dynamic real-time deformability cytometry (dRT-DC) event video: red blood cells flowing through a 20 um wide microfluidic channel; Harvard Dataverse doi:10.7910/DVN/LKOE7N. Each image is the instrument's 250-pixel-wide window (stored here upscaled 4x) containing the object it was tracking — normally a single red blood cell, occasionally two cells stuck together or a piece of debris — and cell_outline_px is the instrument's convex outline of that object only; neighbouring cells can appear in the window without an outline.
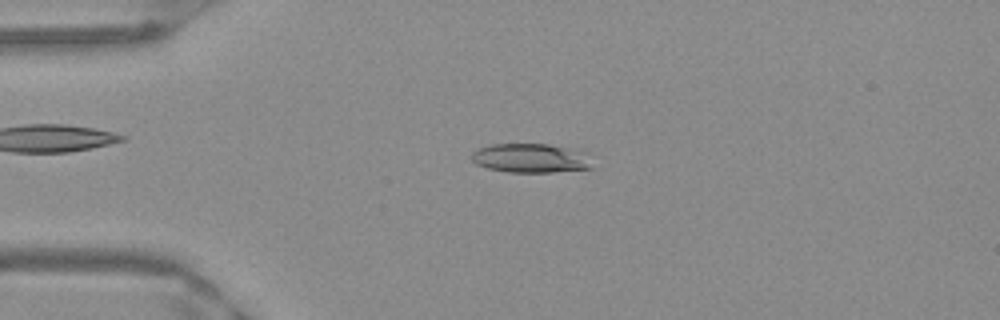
{"species": "Egyptian fruit bat (a non-hibernating species)", "species_latin": "Rousettus aegyptiacus", "temperature_condition": "warm", "stored_images_in_passage": 37, "camera_frame_rate_fps": 3000, "um_per_image_px": 0.085, "frame": {"image": 1, "passage_image": 5, "time_ms": 1.333, "image_size_px": [1000, 320], "cell_outline_px": [[596, 168], [552, 172], [508, 172], [488, 168], [476, 164], [472, 160], [472, 152], [480, 148], [492, 144], [548, 144], [588, 152]], "centroid_in_image_um": [45.2, 13.45], "position_along_channel_um": 39.8, "area_um2": 20.75}}
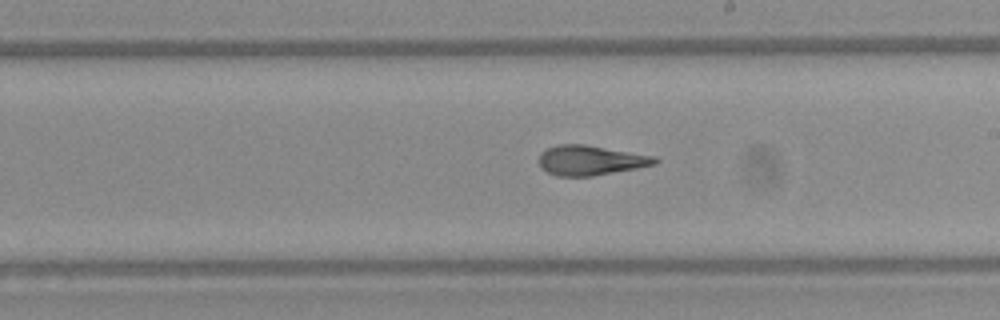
{"frame": {"image": 2, "passage_image": 22, "time_ms": 7.0, "image_size_px": [1000, 320], "cell_outline_px": [[660, 160], [656, 164], [636, 168], [592, 176], [556, 176], [548, 172], [540, 164], [540, 152], [548, 148], [560, 144], [584, 144], [656, 156]], "centroid_in_image_um": [50.23, 13.62], "position_along_channel_um": 238.8, "area_um2": 20.0}}
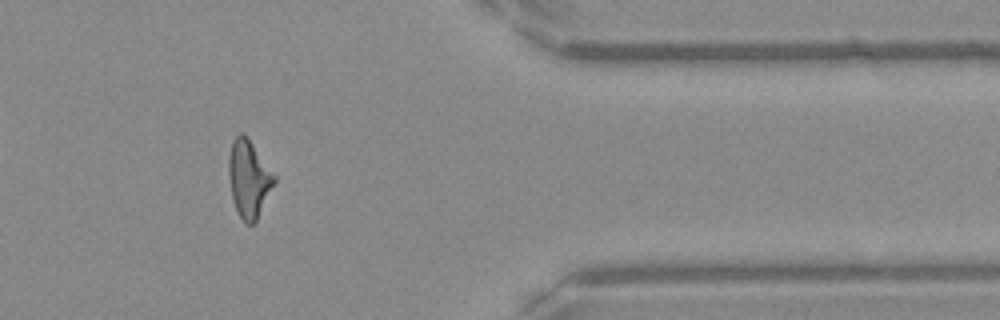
{"frame": {"image": 3, "passage_image": 35, "time_ms": 11.333, "image_size_px": [1000, 320], "cell_outline_px": [[276, 180], [256, 220], [252, 224], [244, 224], [236, 212], [232, 196], [228, 172], [228, 156], [232, 140], [240, 132], [252, 144], [276, 176]], "centroid_in_image_um": [21.12, 15.22], "position_along_channel_um": 390.3, "area_um2": 20.23}, "authors_computed_cell_mechanics": {"area_um2": 20.6346, "velocity_mm_per_s": 3.9987, "shape_relaxation_time_tau1_ms": 9.6355, "shape_relaxation_time_tau2_ms": 1.4601, "deformation_change_tau1": 0.2862, "deformation_change_tau2": 0.091}}